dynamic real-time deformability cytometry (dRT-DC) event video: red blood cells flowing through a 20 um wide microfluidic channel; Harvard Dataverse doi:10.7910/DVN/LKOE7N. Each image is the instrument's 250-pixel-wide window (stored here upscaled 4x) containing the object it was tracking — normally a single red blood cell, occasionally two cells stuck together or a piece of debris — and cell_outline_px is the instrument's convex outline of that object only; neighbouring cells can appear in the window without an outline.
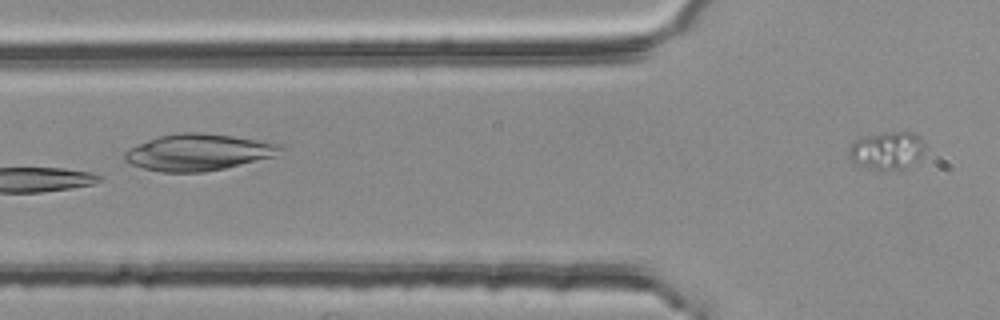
{"species": "common noctule bat (a hibernating species)", "species_latin": "Nyctalus noctula", "temperature_condition": "room temperature", "stored_images_in_passage": 5, "camera_frame_rate_fps": 3000, "um_per_image_px": 0.085, "animal": {"sex": "female", "body_mass_g": 25.1}, "frame": {"image": 1, "passage_image": 5, "time_ms": 1.333, "image_size_px": [1000, 320], "cell_outline_px": [[924, 148], [920, 156], [916, 160], [900, 168], [884, 172], [860, 164], [852, 160], [848, 152], [848, 148], [856, 140], [864, 136], [880, 132], [912, 132], [920, 136], [924, 144]], "centroid_in_image_um": [75.38, 12.76], "position_along_channel_um": 50.4, "area_um2": 16.47}}